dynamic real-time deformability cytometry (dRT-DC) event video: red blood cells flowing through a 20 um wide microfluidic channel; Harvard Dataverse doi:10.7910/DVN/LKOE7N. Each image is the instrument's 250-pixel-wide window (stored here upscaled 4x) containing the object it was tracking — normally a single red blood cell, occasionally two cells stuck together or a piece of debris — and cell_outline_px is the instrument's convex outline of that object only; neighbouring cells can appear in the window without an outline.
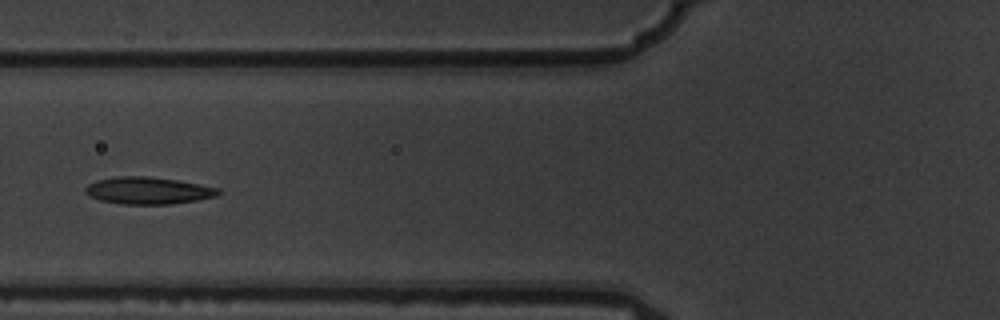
{"species": "common noctule bat (a hibernating species)", "species_latin": "Nyctalus noctula", "temperature_condition": "warm", "stored_images_in_passage": 10, "camera_frame_rate_fps": 3000, "um_per_image_px": 0.085, "animal": {"sex": "male", "body_mass_g": 19.5, "forearm_length_mm": 54.6}, "frame": {"image": 1, "passage_image": 6, "time_ms": 1.667, "image_size_px": [1000, 320], "cell_outline_px": [[220, 192], [216, 196], [196, 200], [172, 204], [120, 204], [100, 200], [88, 196], [84, 192], [84, 188], [88, 184], [96, 180], [116, 176], [148, 176], [176, 180], [220, 188]], "centroid_in_image_um": [12.54, 16.2], "position_along_channel_um": 113.3, "area_um2": 21.04}}
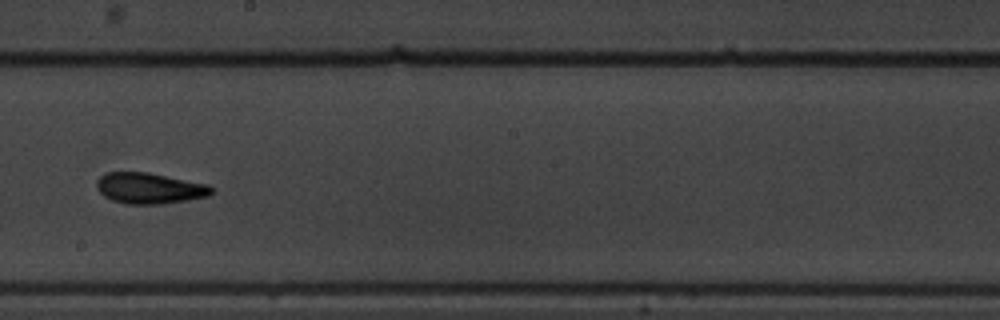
{"frame": {"image": 2, "passage_image": 9, "time_ms": 2.667, "image_size_px": [1000, 320], "cell_outline_px": [[216, 192], [208, 196], [188, 200], [160, 204], [124, 204], [112, 200], [104, 196], [96, 188], [96, 180], [104, 172], [148, 172], [208, 184], [216, 188]], "centroid_in_image_um": [12.73, 16.0], "position_along_channel_um": 235.5, "area_um2": 21.04}}
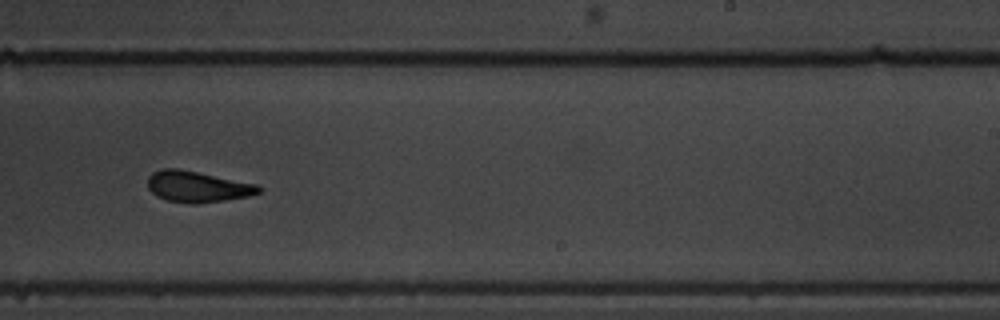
{"frame": {"image": 3, "passage_image": 10, "time_ms": 3.0, "image_size_px": [1000, 320], "cell_outline_px": [[264, 188], [260, 192], [248, 196], [224, 200], [192, 204], [188, 204], [168, 200], [156, 196], [148, 188], [148, 176], [152, 172], [160, 168], [180, 168], [256, 184]], "centroid_in_image_um": [16.75, 15.85], "position_along_channel_um": 272.2, "area_um2": 20.17}}